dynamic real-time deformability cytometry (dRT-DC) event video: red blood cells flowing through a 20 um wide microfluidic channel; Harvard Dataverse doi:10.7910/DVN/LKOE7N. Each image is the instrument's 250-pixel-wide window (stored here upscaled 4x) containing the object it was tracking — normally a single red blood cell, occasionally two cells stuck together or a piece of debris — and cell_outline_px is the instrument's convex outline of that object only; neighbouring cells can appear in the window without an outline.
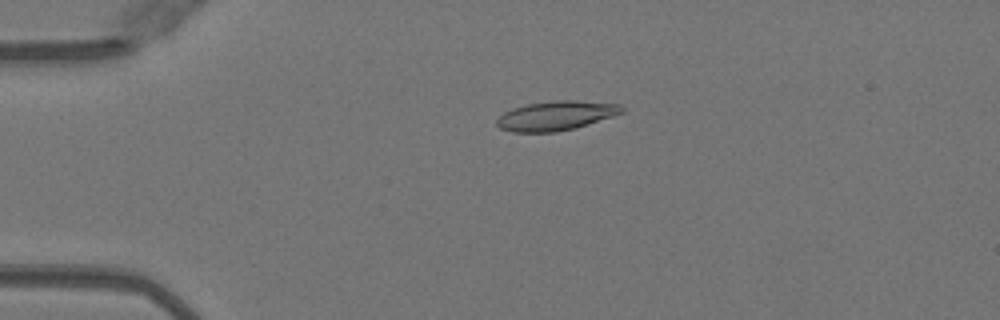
{"species": "Egyptian fruit bat (a non-hibernating species)", "species_latin": "Rousettus aegyptiacus", "temperature_condition": "warm", "stored_images_in_passage": 44, "camera_frame_rate_fps": 3000, "um_per_image_px": 0.085, "animal": {"sex": "female"}, "frame": {"image": 1, "passage_image": 7, "time_ms": 2.0, "image_size_px": [1000, 320], "cell_outline_px": [[624, 112], [576, 128], [556, 132], [512, 132], [500, 128], [496, 124], [496, 120], [504, 112], [512, 108], [528, 104], [556, 100], [576, 100], [620, 104], [624, 108]], "centroid_in_image_um": [47.25, 9.83], "position_along_channel_um": 37.7, "area_um2": 21.39}}
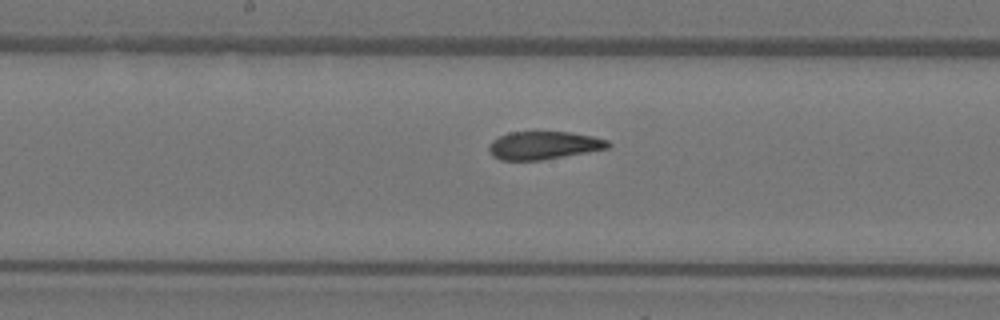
{"frame": {"image": 2, "passage_image": 22, "time_ms": 7.0, "image_size_px": [1000, 320], "cell_outline_px": [[612, 144], [608, 148], [588, 152], [540, 160], [500, 160], [492, 156], [488, 152], [488, 144], [492, 140], [508, 132], [568, 132], [592, 136], [608, 140]], "centroid_in_image_um": [46.18, 12.36], "position_along_channel_um": 202.0, "area_um2": 19.48}}
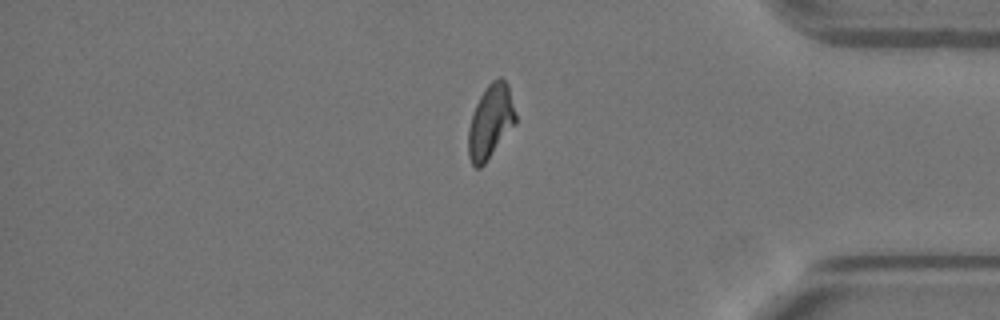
{"frame": {"image": 3, "passage_image": 38, "time_ms": 12.333, "image_size_px": [1000, 320], "cell_outline_px": [[516, 124], [484, 164], [480, 168], [476, 168], [472, 164], [468, 156], [468, 128], [476, 104], [480, 96], [488, 84], [492, 80], [500, 76], [508, 84], [516, 116]], "centroid_in_image_um": [41.69, 10.34], "position_along_channel_um": 393.5, "area_um2": 20.29}}